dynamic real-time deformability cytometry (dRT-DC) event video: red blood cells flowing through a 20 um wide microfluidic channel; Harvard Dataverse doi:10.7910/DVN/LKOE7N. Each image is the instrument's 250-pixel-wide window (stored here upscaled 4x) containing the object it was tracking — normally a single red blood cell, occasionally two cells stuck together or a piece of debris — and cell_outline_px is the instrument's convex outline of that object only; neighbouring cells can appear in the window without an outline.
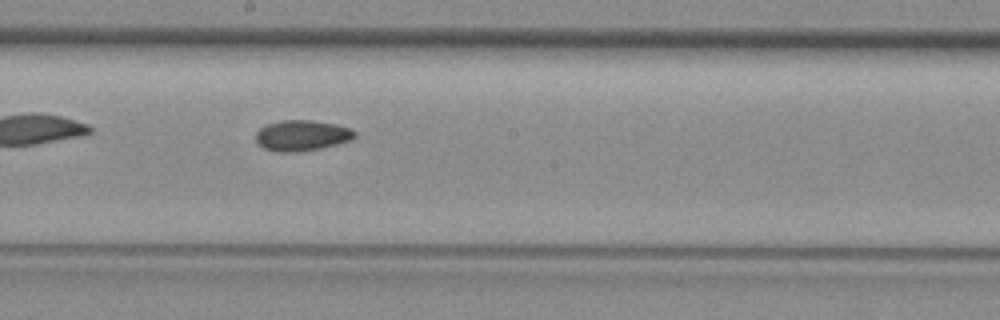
{"species": "common noctule bat (a hibernating species)", "species_latin": "Nyctalus noctula", "temperature_condition": "room temperature", "stored_images_in_passage": 24, "camera_frame_rate_fps": 3000, "um_per_image_px": 0.085, "animal": {"sex": "female", "body_mass_g": 29.2, "forearm_length_mm": 56.3}, "frame": {"image": 1, "passage_image": 11, "time_ms": 3.333, "image_size_px": [1000, 320], "cell_outline_px": [[356, 136], [352, 140], [320, 148], [296, 152], [280, 152], [264, 148], [256, 140], [256, 132], [260, 128], [268, 124], [280, 120], [312, 120], [336, 124], [352, 128], [356, 132]], "centroid_in_image_um": [25.69, 11.5], "position_along_channel_um": 222.5, "area_um2": 17.69}}
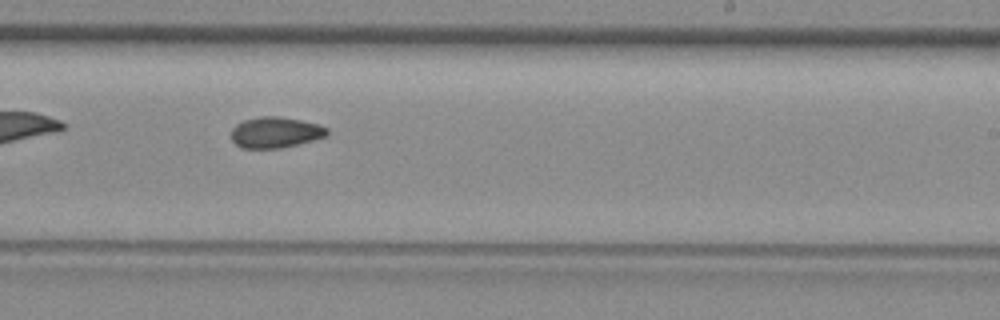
{"frame": {"image": 2, "passage_image": 14, "time_ms": 4.333, "image_size_px": [1000, 320], "cell_outline_px": [[328, 136], [280, 148], [240, 148], [232, 140], [232, 128], [236, 124], [244, 120], [264, 116], [276, 116], [300, 120], [320, 124], [328, 128]], "centroid_in_image_um": [23.42, 11.25], "position_along_channel_um": 265.6, "area_um2": 17.17}}
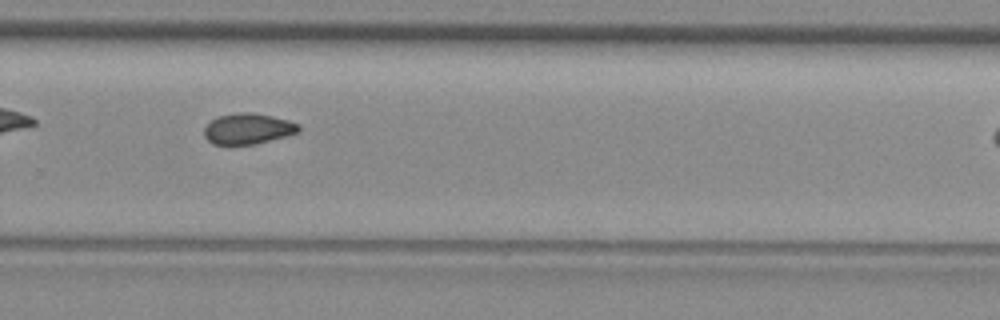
{"frame": {"image": 3, "passage_image": 17, "time_ms": 5.333, "image_size_px": [1000, 320], "cell_outline_px": [[300, 132], [256, 144], [212, 144], [204, 136], [204, 128], [212, 120], [220, 116], [240, 112], [252, 112], [272, 116], [288, 120], [300, 124]], "centroid_in_image_um": [21.1, 10.94], "position_along_channel_um": 308.7, "area_um2": 16.88}}